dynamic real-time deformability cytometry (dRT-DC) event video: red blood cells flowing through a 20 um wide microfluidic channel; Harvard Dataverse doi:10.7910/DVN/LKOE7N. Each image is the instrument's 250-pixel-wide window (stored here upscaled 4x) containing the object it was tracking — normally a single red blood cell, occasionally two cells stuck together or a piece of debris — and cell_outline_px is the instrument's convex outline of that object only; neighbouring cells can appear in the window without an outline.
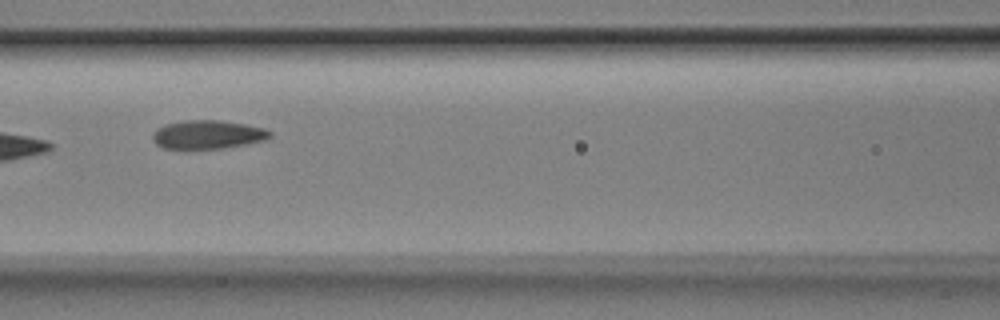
{"species": "Egyptian fruit bat (a non-hibernating species)", "species_latin": "Rousettus aegyptiacus", "temperature_condition": "room temperature", "stored_images_in_passage": 9, "camera_frame_rate_fps": 3000, "um_per_image_px": 0.085, "animal": {"sex": "male"}, "frame": {"image": 1, "passage_image": 6, "time_ms": 1.667, "image_size_px": [1000, 320], "cell_outline_px": [[272, 136], [264, 140], [244, 144], [220, 148], [164, 148], [156, 144], [152, 140], [152, 136], [156, 128], [168, 124], [184, 120], [220, 120], [244, 124], [264, 128], [272, 132]], "centroid_in_image_um": [17.65, 11.42], "position_along_channel_um": 149.0, "area_um2": 19.31}}
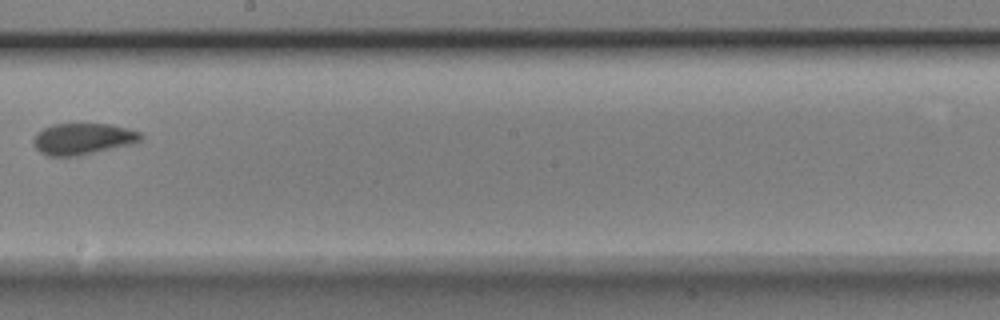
{"frame": {"image": 2, "passage_image": 8, "time_ms": 2.333, "image_size_px": [1000, 320], "cell_outline_px": [[144, 136], [140, 140], [132, 144], [80, 156], [48, 156], [40, 152], [32, 144], [32, 140], [36, 132], [52, 124], [108, 124], [140, 132]], "centroid_in_image_um": [7.0, 11.81], "position_along_channel_um": 241.2, "area_um2": 19.71}}
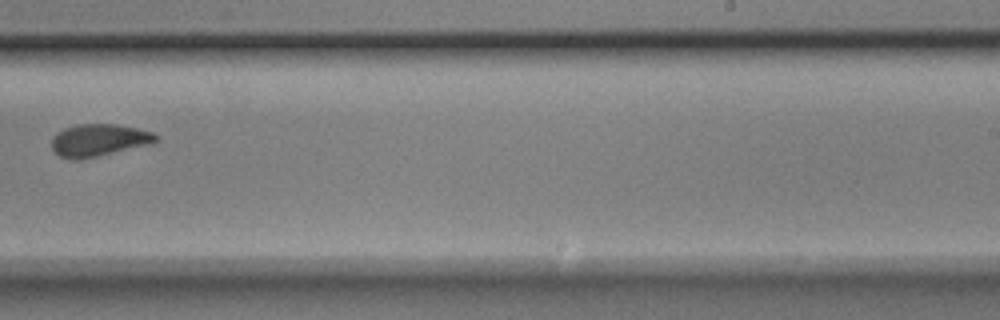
{"frame": {"image": 3, "passage_image": 9, "time_ms": 2.667, "image_size_px": [1000, 320], "cell_outline_px": [[160, 140], [152, 144], [96, 156], [76, 160], [72, 160], [60, 156], [52, 148], [52, 136], [64, 128], [76, 124], [116, 124], [156, 132], [160, 136]], "centroid_in_image_um": [8.46, 11.9], "position_along_channel_um": 280.5, "area_um2": 19.77}}